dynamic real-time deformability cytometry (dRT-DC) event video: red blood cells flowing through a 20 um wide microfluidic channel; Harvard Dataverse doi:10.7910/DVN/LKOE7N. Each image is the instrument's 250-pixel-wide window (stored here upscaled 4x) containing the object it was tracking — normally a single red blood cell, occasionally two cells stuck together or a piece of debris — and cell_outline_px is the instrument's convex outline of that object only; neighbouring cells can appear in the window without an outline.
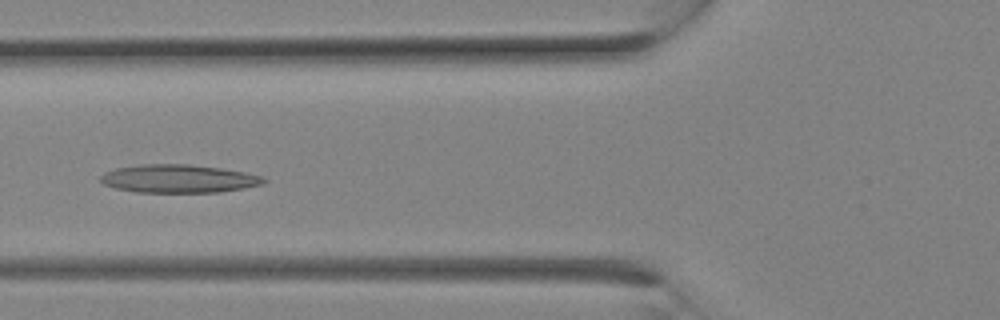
{"species": "Egyptian fruit bat (a non-hibernating species)", "species_latin": "Rousettus aegyptiacus", "temperature_condition": "room temperature", "stored_images_in_passage": 11, "camera_frame_rate_fps": 3000, "um_per_image_px": 0.085, "animal": {"sex": "female"}, "frame": {"image": 1, "passage_image": 10, "time_ms": 3.0, "image_size_px": [1000, 320], "cell_outline_px": [[268, 180], [264, 184], [244, 188], [220, 192], [136, 192], [116, 188], [104, 184], [100, 180], [100, 176], [104, 172], [116, 168], [140, 164], [188, 164], [220, 168], [248, 172], [264, 176]], "centroid_in_image_um": [15.23, 15.18], "position_along_channel_um": 110.6, "area_um2": 26.99}}